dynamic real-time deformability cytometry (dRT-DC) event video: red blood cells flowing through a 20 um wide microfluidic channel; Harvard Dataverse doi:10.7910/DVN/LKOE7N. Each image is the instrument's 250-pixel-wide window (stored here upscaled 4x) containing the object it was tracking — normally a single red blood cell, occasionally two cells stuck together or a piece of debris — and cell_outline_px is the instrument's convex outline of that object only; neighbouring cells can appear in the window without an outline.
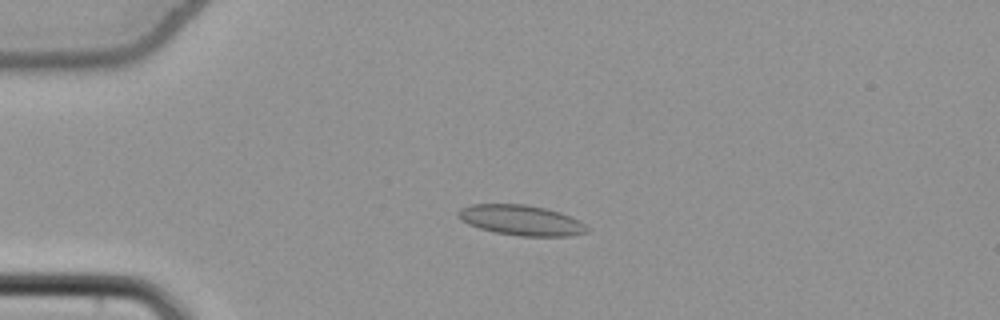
{"species": "common noctule bat (a hibernating species)", "species_latin": "Nyctalus noctula", "temperature_condition": "cold", "stored_images_in_passage": 56, "camera_frame_rate_fps": 3000, "um_per_image_px": 0.085, "animal": {"sex": "female", "body_mass_g": 22.7, "forearm_length_mm": 54.2}, "frame": {"image": 1, "passage_image": 15, "time_ms": 4.667, "image_size_px": [1000, 320], "cell_outline_px": [[588, 232], [572, 236], [520, 236], [496, 232], [480, 228], [468, 224], [460, 220], [456, 216], [456, 212], [460, 208], [472, 204], [524, 204], [544, 208], [560, 212], [580, 220], [588, 228]], "centroid_in_image_um": [44.28, 18.71], "position_along_channel_um": 40.7, "area_um2": 22.83}}
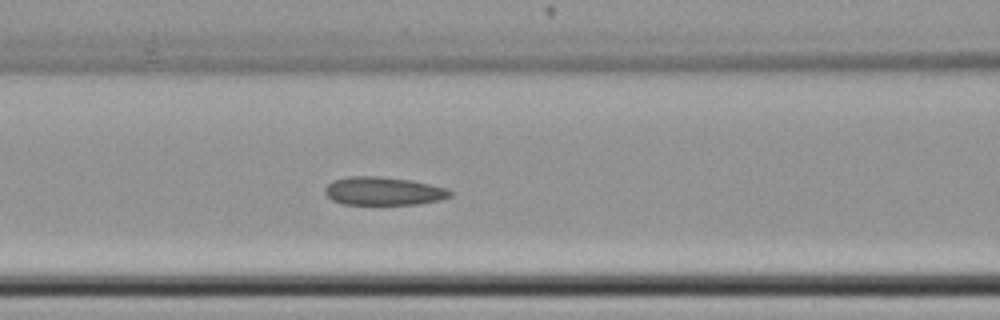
{"frame": {"image": 2, "passage_image": 25, "time_ms": 8.0, "image_size_px": [1000, 320], "cell_outline_px": [[452, 196], [440, 200], [416, 204], [344, 204], [332, 200], [324, 192], [324, 188], [332, 180], [348, 176], [380, 176], [412, 180], [448, 188], [452, 192]], "centroid_in_image_um": [32.6, 16.23], "position_along_channel_um": 134.0, "area_um2": 20.75}}
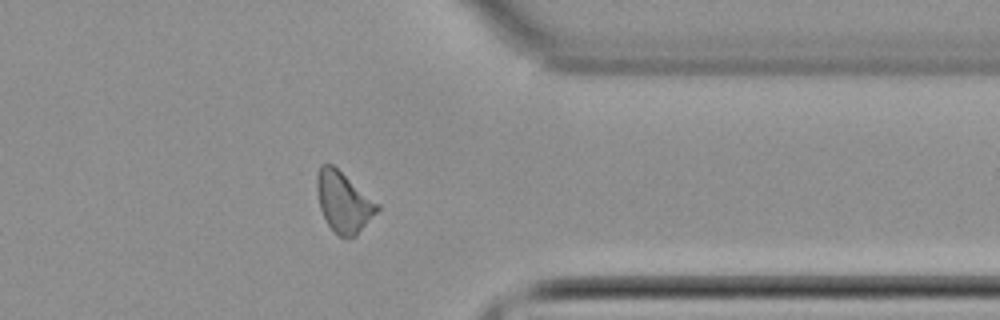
{"frame": {"image": 3, "passage_image": 45, "time_ms": 14.667, "image_size_px": [1000, 320], "cell_outline_px": [[380, 208], [356, 236], [340, 236], [328, 224], [320, 208], [316, 188], [316, 176], [320, 164], [332, 164], [380, 204]], "centroid_in_image_um": [29.2, 17.14], "position_along_channel_um": 382.2, "area_um2": 20.98}, "authors_computed_cell_mechanics": {"area_um2": 21.386, "velocity_mm_per_s": 3.8424, "shape_relaxation_time_tau1_ms": null, "shape_relaxation_time_tau2_ms": 2.9515, "deformation_change_tau1": null, "deformation_change_tau2": 0.0867}}